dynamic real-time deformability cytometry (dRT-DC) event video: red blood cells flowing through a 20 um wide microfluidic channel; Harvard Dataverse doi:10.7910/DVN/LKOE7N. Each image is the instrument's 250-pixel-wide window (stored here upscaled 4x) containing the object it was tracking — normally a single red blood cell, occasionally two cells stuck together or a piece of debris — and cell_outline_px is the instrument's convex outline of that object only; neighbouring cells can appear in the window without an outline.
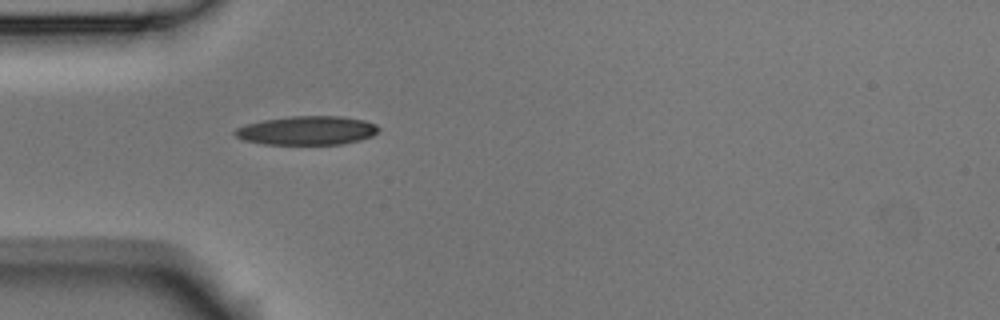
{"species": "Egyptian fruit bat (a non-hibernating species)", "species_latin": "Rousettus aegyptiacus", "temperature_condition": "room temperature", "stored_images_in_passage": 1, "camera_frame_rate_fps": 3000, "um_per_image_px": 0.085, "animal": {"sex": "male"}, "frame": {"image": 1, "passage_image": 1, "time_ms": 0.0, "image_size_px": [1000, 320], "cell_outline_px": [[380, 128], [372, 136], [360, 140], [344, 144], [264, 144], [244, 140], [236, 136], [232, 132], [236, 128], [244, 124], [264, 120], [288, 116], [344, 116], [364, 120], [376, 124]], "centroid_in_image_um": [26.09, 11.08], "position_along_channel_um": 58.9, "area_um2": 24.28}}